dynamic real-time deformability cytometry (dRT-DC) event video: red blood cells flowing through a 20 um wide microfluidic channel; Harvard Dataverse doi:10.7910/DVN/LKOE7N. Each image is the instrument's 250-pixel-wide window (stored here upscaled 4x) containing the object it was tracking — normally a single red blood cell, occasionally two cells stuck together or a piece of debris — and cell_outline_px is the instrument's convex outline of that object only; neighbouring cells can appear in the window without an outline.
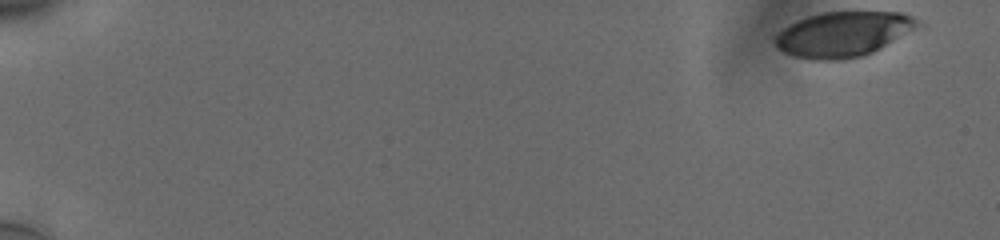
{"species": "human", "species_latin": "Homo sapiens", "temperature_condition": "cold", "stored_images_in_passage": 55, "camera_frame_rate_fps": 3000, "um_per_image_px": 0.085, "donor": {"sex": "male"}, "frame": {"image": 1, "passage_image": 1, "time_ms": 0.0, "image_size_px": [1000, 240], "cell_outline_px": [[924, 24], [880, 48], [864, 56], [840, 60], [812, 60], [792, 56], [784, 52], [772, 40], [776, 32], [788, 24], [796, 20], [808, 16], [824, 12], [900, 12], [912, 16]], "centroid_in_image_um": [71.64, 2.9], "position_along_channel_um": 13.4, "area_um2": 37.69}}
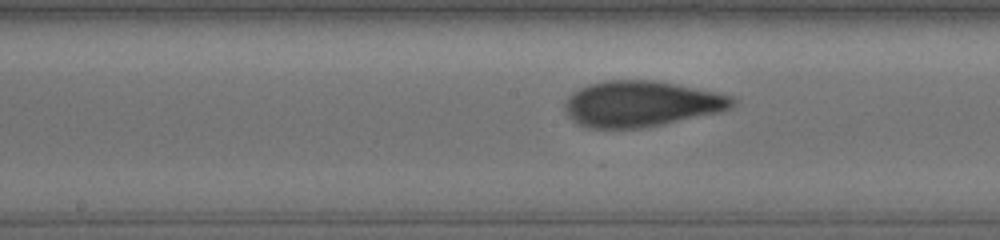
{"frame": {"image": 2, "passage_image": 30, "time_ms": 9.667, "image_size_px": [1000, 240], "cell_outline_px": [[736, 104], [732, 108], [720, 112], [640, 128], [588, 128], [576, 124], [568, 116], [564, 108], [564, 104], [568, 96], [572, 92], [588, 84], [604, 80], [652, 80], [676, 84], [716, 92], [732, 96], [736, 100]], "centroid_in_image_um": [54.47, 8.82], "position_along_channel_um": 193.7, "area_um2": 44.8}}
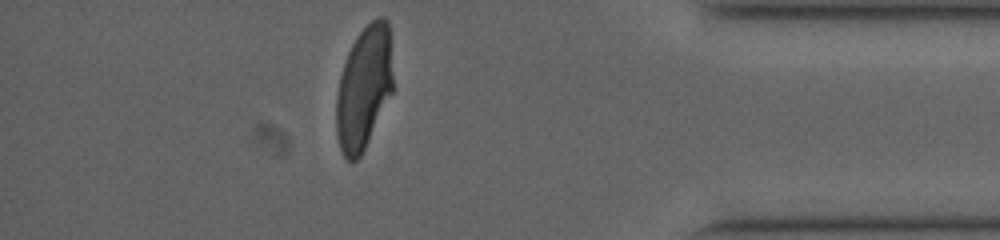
{"frame": {"image": 3, "passage_image": 49, "time_ms": 16.0, "image_size_px": [1000, 240], "cell_outline_px": [[392, 92], [360, 156], [352, 164], [344, 156], [340, 148], [336, 136], [336, 96], [340, 76], [348, 52], [356, 36], [376, 16], [384, 16], [388, 20], [392, 76]], "centroid_in_image_um": [30.91, 7.45], "position_along_channel_um": 404.3, "area_um2": 40.34}, "authors_computed_cell_mechanics": {"area_um2": 42.194, "velocity_mm_per_s": 3.768, "shape_relaxation_time_tau1_ms": 4.7686, "shape_relaxation_time_tau2_ms": 0.9278, "deformation_change_tau1": 0.1898, "deformation_change_tau2": 0.0685}}